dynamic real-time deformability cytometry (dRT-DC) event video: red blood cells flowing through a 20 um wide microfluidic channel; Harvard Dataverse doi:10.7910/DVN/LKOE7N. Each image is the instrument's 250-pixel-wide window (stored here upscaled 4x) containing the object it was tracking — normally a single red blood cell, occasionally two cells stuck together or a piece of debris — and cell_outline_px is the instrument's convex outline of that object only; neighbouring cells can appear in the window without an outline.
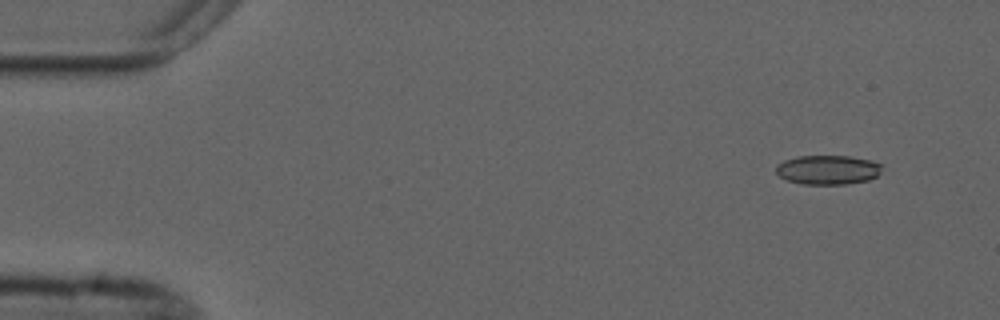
{"species": "common noctule bat (a hibernating species)", "species_latin": "Nyctalus noctula", "temperature_condition": "cold", "stored_images_in_passage": 5, "camera_frame_rate_fps": 3000, "um_per_image_px": 0.085, "animal": {"sex": "male", "forearm_length_mm": 52.5}, "frame": {"image": 1, "passage_image": 2, "time_ms": 1.333, "image_size_px": [1000, 320], "cell_outline_px": [[880, 172], [876, 176], [868, 180], [844, 184], [804, 184], [788, 180], [780, 176], [776, 172], [776, 164], [784, 160], [796, 156], [848, 156], [872, 160], [880, 164]], "centroid_in_image_um": [70.34, 14.42], "position_along_channel_um": 14.7, "area_um2": 17.98}}